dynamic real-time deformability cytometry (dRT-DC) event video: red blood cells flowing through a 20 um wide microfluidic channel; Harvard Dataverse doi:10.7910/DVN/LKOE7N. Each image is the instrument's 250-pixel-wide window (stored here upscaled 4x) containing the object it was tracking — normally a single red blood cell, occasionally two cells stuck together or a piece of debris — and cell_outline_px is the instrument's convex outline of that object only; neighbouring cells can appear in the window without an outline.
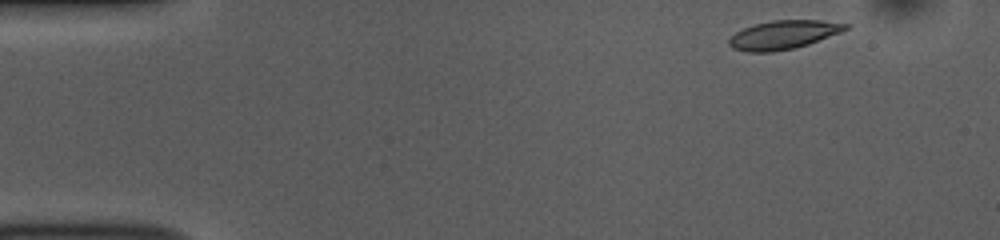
{"species": "common noctule bat (a hibernating species)", "species_latin": "Nyctalus noctula", "temperature_condition": "room temperature", "stored_images_in_passage": 48, "camera_frame_rate_fps": 3000, "um_per_image_px": 0.085, "animal": {"sex": "female", "body_mass_g": 10.0, "forearm_length_mm": 53.1}, "frame": {"image": 1, "passage_image": 1, "time_ms": 0.0, "image_size_px": [1000, 240], "cell_outline_px": [[848, 28], [840, 32], [808, 44], [796, 48], [772, 52], [748, 52], [732, 48], [728, 44], [728, 40], [736, 32], [744, 28], [756, 24], [772, 20], [820, 20], [848, 24]], "centroid_in_image_um": [66.56, 2.96], "position_along_channel_um": 18.4, "area_um2": 19.31}}
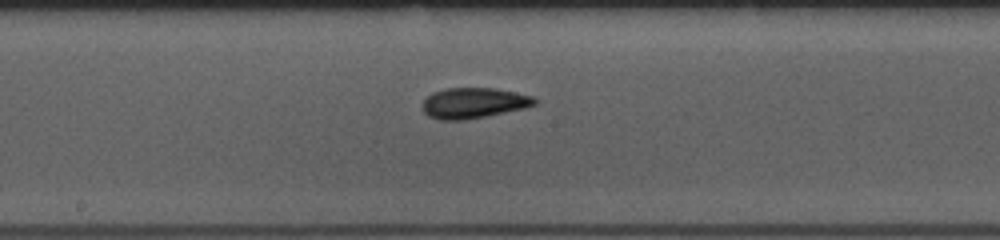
{"frame": {"image": 2, "passage_image": 23, "time_ms": 7.333, "image_size_px": [1000, 240], "cell_outline_px": [[536, 104], [524, 108], [464, 120], [440, 120], [428, 116], [420, 108], [420, 104], [432, 92], [444, 88], [496, 88], [532, 96], [536, 100]], "centroid_in_image_um": [40.19, 8.75], "position_along_channel_um": 208.0, "area_um2": 20.0}}
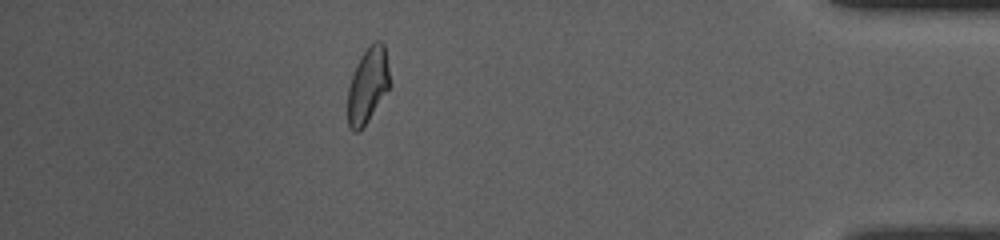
{"frame": {"image": 3, "passage_image": 42, "time_ms": 13.667, "image_size_px": [1000, 240], "cell_outline_px": [[392, 84], [360, 132], [352, 132], [348, 124], [348, 88], [356, 64], [360, 56], [368, 44], [376, 40], [380, 40], [384, 44]], "centroid_in_image_um": [31.28, 7.22], "position_along_channel_um": 403.9, "area_um2": 18.79}, "authors_computed_cell_mechanics": {"area_um2": 19.3052, "velocity_mm_per_s": 3.8093, "shape_relaxation_time_tau1_ms": 3.2683, "shape_relaxation_time_tau2_ms": 1.832, "deformation_change_tau1": 0.1485, "deformation_change_tau2": 0.0738}}